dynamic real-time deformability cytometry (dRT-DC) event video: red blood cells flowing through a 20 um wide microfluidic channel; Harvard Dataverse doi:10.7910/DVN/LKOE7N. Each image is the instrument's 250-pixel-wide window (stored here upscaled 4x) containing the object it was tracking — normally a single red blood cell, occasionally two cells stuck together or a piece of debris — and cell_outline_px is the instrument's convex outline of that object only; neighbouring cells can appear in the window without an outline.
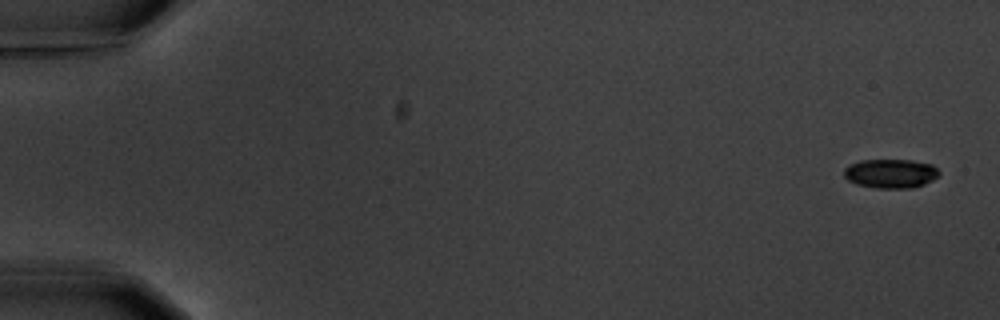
{"species": "common noctule bat (a hibernating species)", "species_latin": "Nyctalus noctula", "temperature_condition": "warm", "stored_images_in_passage": 9, "camera_frame_rate_fps": 3000, "um_per_image_px": 0.085, "animal": {"sex": "male", "body_mass_g": 20.1, "forearm_length_mm": 53.5}, "frame": {"image": 1, "passage_image": 1, "time_ms": 0.0, "image_size_px": [1000, 320], "cell_outline_px": [[940, 172], [932, 180], [924, 184], [912, 188], [876, 188], [856, 184], [848, 180], [844, 176], [844, 168], [848, 164], [860, 160], [912, 160], [932, 164]], "centroid_in_image_um": [75.67, 14.74], "position_along_channel_um": 9.3, "area_um2": 16.18}}
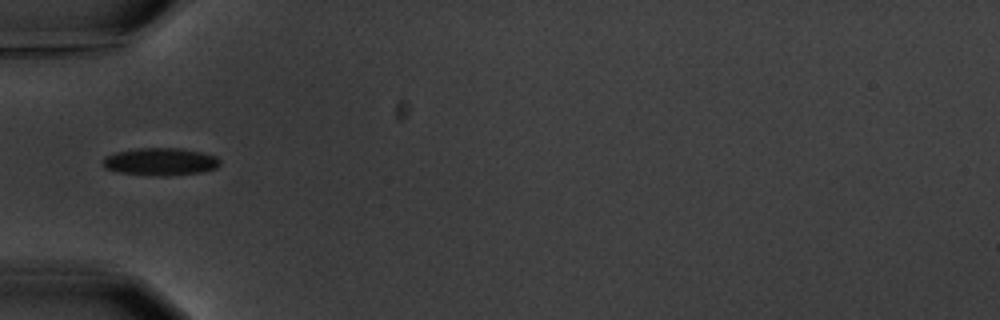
{"frame": {"image": 2, "passage_image": 6, "time_ms": 6.0, "image_size_px": [1000, 320], "cell_outline_px": [[220, 164], [216, 168], [200, 172], [168, 176], [156, 176], [116, 172], [104, 168], [104, 156], [116, 152], [140, 148], [180, 148], [200, 152], [216, 156], [220, 160]], "centroid_in_image_um": [13.62, 13.75], "position_along_channel_um": 71.4, "area_um2": 18.79}}
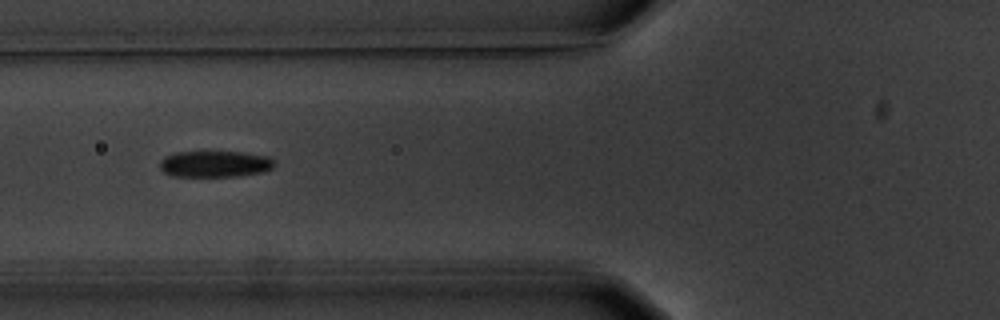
{"frame": {"image": 3, "passage_image": 7, "time_ms": 7.0, "image_size_px": [1000, 320], "cell_outline_px": [[276, 164], [272, 168], [264, 172], [240, 176], [172, 176], [164, 172], [160, 168], [160, 160], [164, 156], [176, 152], [244, 152], [268, 156]], "centroid_in_image_um": [18.28, 13.94], "position_along_channel_um": 107.5, "area_um2": 17.69}}